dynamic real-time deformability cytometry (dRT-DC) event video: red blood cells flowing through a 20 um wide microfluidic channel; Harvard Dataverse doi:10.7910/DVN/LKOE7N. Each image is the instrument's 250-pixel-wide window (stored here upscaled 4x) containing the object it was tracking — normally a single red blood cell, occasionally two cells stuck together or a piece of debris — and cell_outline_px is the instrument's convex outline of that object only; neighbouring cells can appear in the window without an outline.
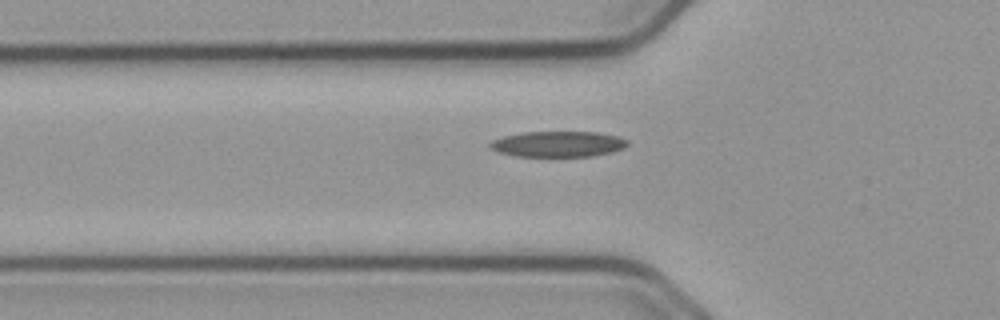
{"species": "common noctule bat (a hibernating species)", "species_latin": "Nyctalus noctula", "temperature_condition": "cold", "stored_images_in_passage": 39, "camera_frame_rate_fps": 3000, "um_per_image_px": 0.085, "animal": {"sex": "male", "body_mass_g": 23.1, "forearm_length_mm": 52.7}, "frame": {"image": 1, "passage_image": 6, "time_ms": 1.667, "image_size_px": [1000, 320], "cell_outline_px": [[628, 144], [624, 148], [612, 152], [592, 156], [516, 156], [500, 152], [492, 148], [488, 144], [492, 140], [504, 136], [524, 132], [596, 132], [616, 136], [628, 140]], "centroid_in_image_um": [47.45, 12.24], "position_along_channel_um": 78.3, "area_um2": 20.4}}
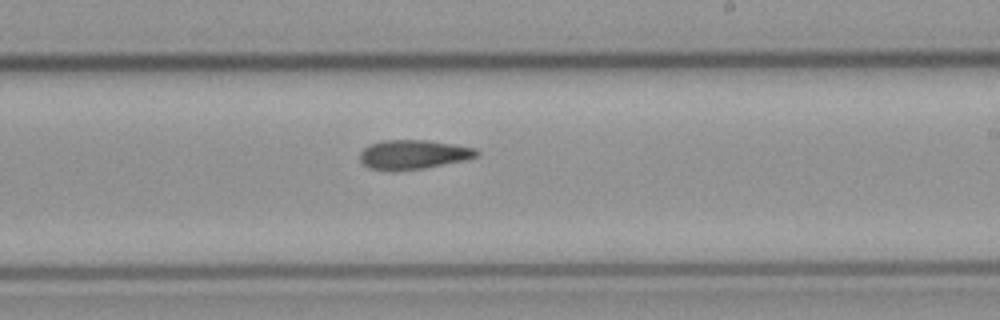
{"frame": {"image": 2, "passage_image": 20, "time_ms": 6.333, "image_size_px": [1000, 320], "cell_outline_px": [[480, 156], [464, 160], [424, 168], [396, 172], [388, 172], [368, 168], [360, 160], [360, 152], [368, 144], [380, 140], [428, 140], [476, 148], [480, 152]], "centroid_in_image_um": [35.1, 13.15], "position_along_channel_um": 253.9, "area_um2": 20.35}}
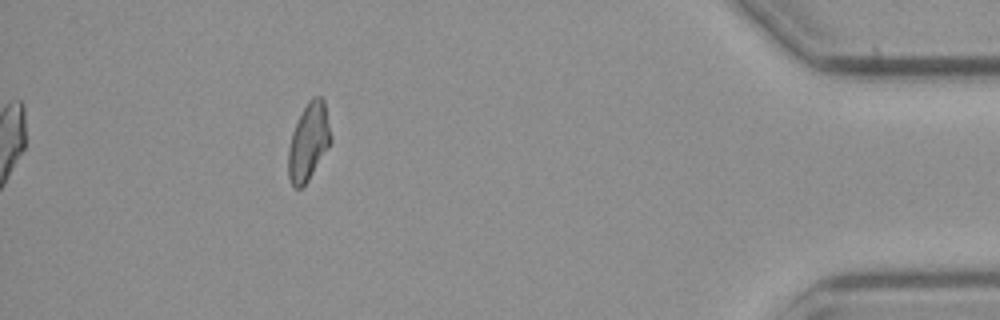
{"frame": {"image": 3, "passage_image": 37, "time_ms": 12.0, "image_size_px": [1000, 320], "cell_outline_px": [[332, 140], [328, 148], [308, 180], [300, 188], [292, 188], [288, 176], [288, 148], [292, 132], [308, 100], [312, 96], [320, 96], [324, 100]], "centroid_in_image_um": [26.22, 12.06], "position_along_channel_um": 409.0, "area_um2": 19.02}, "authors_computed_cell_mechanics": {"area_um2": 19.941, "velocity_mm_per_s": 3.7384, "shape_relaxation_time_tau1_ms": null, "shape_relaxation_time_tau2_ms": 8.2455, "deformation_change_tau1": null, "deformation_change_tau2": 0.1994}}